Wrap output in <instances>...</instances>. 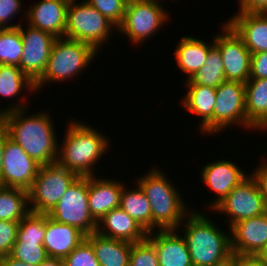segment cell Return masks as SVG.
I'll return each instance as SVG.
<instances>
[{
  "mask_svg": "<svg viewBox=\"0 0 267 266\" xmlns=\"http://www.w3.org/2000/svg\"><path fill=\"white\" fill-rule=\"evenodd\" d=\"M64 266H100L91 243L85 239L63 259Z\"/></svg>",
  "mask_w": 267,
  "mask_h": 266,
  "instance_id": "obj_36",
  "label": "cell"
},
{
  "mask_svg": "<svg viewBox=\"0 0 267 266\" xmlns=\"http://www.w3.org/2000/svg\"><path fill=\"white\" fill-rule=\"evenodd\" d=\"M226 23L252 54L267 52V14L237 13Z\"/></svg>",
  "mask_w": 267,
  "mask_h": 266,
  "instance_id": "obj_21",
  "label": "cell"
},
{
  "mask_svg": "<svg viewBox=\"0 0 267 266\" xmlns=\"http://www.w3.org/2000/svg\"><path fill=\"white\" fill-rule=\"evenodd\" d=\"M187 95L182 100L184 108L201 117L200 130L213 134V109L216 100V88L203 85H187Z\"/></svg>",
  "mask_w": 267,
  "mask_h": 266,
  "instance_id": "obj_23",
  "label": "cell"
},
{
  "mask_svg": "<svg viewBox=\"0 0 267 266\" xmlns=\"http://www.w3.org/2000/svg\"><path fill=\"white\" fill-rule=\"evenodd\" d=\"M40 166L28 156L20 145L8 136L5 128V147L0 171V186L28 191Z\"/></svg>",
  "mask_w": 267,
  "mask_h": 266,
  "instance_id": "obj_11",
  "label": "cell"
},
{
  "mask_svg": "<svg viewBox=\"0 0 267 266\" xmlns=\"http://www.w3.org/2000/svg\"><path fill=\"white\" fill-rule=\"evenodd\" d=\"M226 81L224 63L219 49L213 45L210 48L204 65L188 80L186 85H203L217 88Z\"/></svg>",
  "mask_w": 267,
  "mask_h": 266,
  "instance_id": "obj_29",
  "label": "cell"
},
{
  "mask_svg": "<svg viewBox=\"0 0 267 266\" xmlns=\"http://www.w3.org/2000/svg\"><path fill=\"white\" fill-rule=\"evenodd\" d=\"M21 0H0V28H17L21 25L20 24H8L15 15L21 11Z\"/></svg>",
  "mask_w": 267,
  "mask_h": 266,
  "instance_id": "obj_38",
  "label": "cell"
},
{
  "mask_svg": "<svg viewBox=\"0 0 267 266\" xmlns=\"http://www.w3.org/2000/svg\"><path fill=\"white\" fill-rule=\"evenodd\" d=\"M20 103V104H19ZM25 102L20 101L0 110V122L8 136L20 145L29 157L40 165L57 162L58 143L51 117L46 112L26 114Z\"/></svg>",
  "mask_w": 267,
  "mask_h": 266,
  "instance_id": "obj_1",
  "label": "cell"
},
{
  "mask_svg": "<svg viewBox=\"0 0 267 266\" xmlns=\"http://www.w3.org/2000/svg\"><path fill=\"white\" fill-rule=\"evenodd\" d=\"M129 266H159L157 252L147 238L132 244Z\"/></svg>",
  "mask_w": 267,
  "mask_h": 266,
  "instance_id": "obj_34",
  "label": "cell"
},
{
  "mask_svg": "<svg viewBox=\"0 0 267 266\" xmlns=\"http://www.w3.org/2000/svg\"><path fill=\"white\" fill-rule=\"evenodd\" d=\"M97 225L96 232L99 234L130 243L143 241L148 235V233L121 207L106 213Z\"/></svg>",
  "mask_w": 267,
  "mask_h": 266,
  "instance_id": "obj_22",
  "label": "cell"
},
{
  "mask_svg": "<svg viewBox=\"0 0 267 266\" xmlns=\"http://www.w3.org/2000/svg\"><path fill=\"white\" fill-rule=\"evenodd\" d=\"M75 2L70 0L67 7L64 38L81 41L99 51L116 26L86 1Z\"/></svg>",
  "mask_w": 267,
  "mask_h": 266,
  "instance_id": "obj_6",
  "label": "cell"
},
{
  "mask_svg": "<svg viewBox=\"0 0 267 266\" xmlns=\"http://www.w3.org/2000/svg\"><path fill=\"white\" fill-rule=\"evenodd\" d=\"M220 266H238V255H233V257L228 262Z\"/></svg>",
  "mask_w": 267,
  "mask_h": 266,
  "instance_id": "obj_47",
  "label": "cell"
},
{
  "mask_svg": "<svg viewBox=\"0 0 267 266\" xmlns=\"http://www.w3.org/2000/svg\"><path fill=\"white\" fill-rule=\"evenodd\" d=\"M156 169L137 179V184L150 202L152 231L155 227L157 229L159 227V230L179 229L180 224H183L185 217L188 216L189 210L181 199L178 188H175L171 181L169 182L161 170Z\"/></svg>",
  "mask_w": 267,
  "mask_h": 266,
  "instance_id": "obj_4",
  "label": "cell"
},
{
  "mask_svg": "<svg viewBox=\"0 0 267 266\" xmlns=\"http://www.w3.org/2000/svg\"><path fill=\"white\" fill-rule=\"evenodd\" d=\"M10 256L34 266L48 258L43 242L31 240H16Z\"/></svg>",
  "mask_w": 267,
  "mask_h": 266,
  "instance_id": "obj_33",
  "label": "cell"
},
{
  "mask_svg": "<svg viewBox=\"0 0 267 266\" xmlns=\"http://www.w3.org/2000/svg\"><path fill=\"white\" fill-rule=\"evenodd\" d=\"M267 78V52L253 53L251 55L250 78Z\"/></svg>",
  "mask_w": 267,
  "mask_h": 266,
  "instance_id": "obj_39",
  "label": "cell"
},
{
  "mask_svg": "<svg viewBox=\"0 0 267 266\" xmlns=\"http://www.w3.org/2000/svg\"><path fill=\"white\" fill-rule=\"evenodd\" d=\"M23 88L36 91L35 83L18 66L0 64V95L14 98Z\"/></svg>",
  "mask_w": 267,
  "mask_h": 266,
  "instance_id": "obj_30",
  "label": "cell"
},
{
  "mask_svg": "<svg viewBox=\"0 0 267 266\" xmlns=\"http://www.w3.org/2000/svg\"><path fill=\"white\" fill-rule=\"evenodd\" d=\"M160 4L157 0L127 2L123 22L116 31L127 35L134 44H143L168 19L169 14H166L167 11Z\"/></svg>",
  "mask_w": 267,
  "mask_h": 266,
  "instance_id": "obj_9",
  "label": "cell"
},
{
  "mask_svg": "<svg viewBox=\"0 0 267 266\" xmlns=\"http://www.w3.org/2000/svg\"><path fill=\"white\" fill-rule=\"evenodd\" d=\"M247 128L267 129V78L249 79L245 83Z\"/></svg>",
  "mask_w": 267,
  "mask_h": 266,
  "instance_id": "obj_24",
  "label": "cell"
},
{
  "mask_svg": "<svg viewBox=\"0 0 267 266\" xmlns=\"http://www.w3.org/2000/svg\"><path fill=\"white\" fill-rule=\"evenodd\" d=\"M182 229L193 266H220L232 257L231 238L204 213L189 211Z\"/></svg>",
  "mask_w": 267,
  "mask_h": 266,
  "instance_id": "obj_3",
  "label": "cell"
},
{
  "mask_svg": "<svg viewBox=\"0 0 267 266\" xmlns=\"http://www.w3.org/2000/svg\"><path fill=\"white\" fill-rule=\"evenodd\" d=\"M176 229L149 232L147 239L154 245L159 266H193L187 243Z\"/></svg>",
  "mask_w": 267,
  "mask_h": 266,
  "instance_id": "obj_18",
  "label": "cell"
},
{
  "mask_svg": "<svg viewBox=\"0 0 267 266\" xmlns=\"http://www.w3.org/2000/svg\"><path fill=\"white\" fill-rule=\"evenodd\" d=\"M49 216L57 222L78 228L86 236L96 232L98 223L91 216L88 206V177H77Z\"/></svg>",
  "mask_w": 267,
  "mask_h": 266,
  "instance_id": "obj_8",
  "label": "cell"
},
{
  "mask_svg": "<svg viewBox=\"0 0 267 266\" xmlns=\"http://www.w3.org/2000/svg\"><path fill=\"white\" fill-rule=\"evenodd\" d=\"M214 210L228 214L229 227L267 212L258 184L251 175L238 184Z\"/></svg>",
  "mask_w": 267,
  "mask_h": 266,
  "instance_id": "obj_12",
  "label": "cell"
},
{
  "mask_svg": "<svg viewBox=\"0 0 267 266\" xmlns=\"http://www.w3.org/2000/svg\"><path fill=\"white\" fill-rule=\"evenodd\" d=\"M238 266H267V263L260 260L257 256L238 255Z\"/></svg>",
  "mask_w": 267,
  "mask_h": 266,
  "instance_id": "obj_42",
  "label": "cell"
},
{
  "mask_svg": "<svg viewBox=\"0 0 267 266\" xmlns=\"http://www.w3.org/2000/svg\"><path fill=\"white\" fill-rule=\"evenodd\" d=\"M137 189H126L121 193L120 207L132 217L147 233L152 232V214L150 202L137 184Z\"/></svg>",
  "mask_w": 267,
  "mask_h": 266,
  "instance_id": "obj_27",
  "label": "cell"
},
{
  "mask_svg": "<svg viewBox=\"0 0 267 266\" xmlns=\"http://www.w3.org/2000/svg\"><path fill=\"white\" fill-rule=\"evenodd\" d=\"M127 2H130V1H141V0H126Z\"/></svg>",
  "mask_w": 267,
  "mask_h": 266,
  "instance_id": "obj_48",
  "label": "cell"
},
{
  "mask_svg": "<svg viewBox=\"0 0 267 266\" xmlns=\"http://www.w3.org/2000/svg\"><path fill=\"white\" fill-rule=\"evenodd\" d=\"M26 31V32H25ZM23 53L19 68L35 83L45 72L54 41L49 32L21 25Z\"/></svg>",
  "mask_w": 267,
  "mask_h": 266,
  "instance_id": "obj_14",
  "label": "cell"
},
{
  "mask_svg": "<svg viewBox=\"0 0 267 266\" xmlns=\"http://www.w3.org/2000/svg\"><path fill=\"white\" fill-rule=\"evenodd\" d=\"M0 266H34L11 257L10 255L0 257Z\"/></svg>",
  "mask_w": 267,
  "mask_h": 266,
  "instance_id": "obj_43",
  "label": "cell"
},
{
  "mask_svg": "<svg viewBox=\"0 0 267 266\" xmlns=\"http://www.w3.org/2000/svg\"><path fill=\"white\" fill-rule=\"evenodd\" d=\"M4 147H5V127L0 122V171L2 168Z\"/></svg>",
  "mask_w": 267,
  "mask_h": 266,
  "instance_id": "obj_44",
  "label": "cell"
},
{
  "mask_svg": "<svg viewBox=\"0 0 267 266\" xmlns=\"http://www.w3.org/2000/svg\"><path fill=\"white\" fill-rule=\"evenodd\" d=\"M233 255L257 256L267 244V212L229 227Z\"/></svg>",
  "mask_w": 267,
  "mask_h": 266,
  "instance_id": "obj_15",
  "label": "cell"
},
{
  "mask_svg": "<svg viewBox=\"0 0 267 266\" xmlns=\"http://www.w3.org/2000/svg\"><path fill=\"white\" fill-rule=\"evenodd\" d=\"M37 266H64V264L62 259L48 257L44 262H41Z\"/></svg>",
  "mask_w": 267,
  "mask_h": 266,
  "instance_id": "obj_45",
  "label": "cell"
},
{
  "mask_svg": "<svg viewBox=\"0 0 267 266\" xmlns=\"http://www.w3.org/2000/svg\"><path fill=\"white\" fill-rule=\"evenodd\" d=\"M234 124L247 128L245 84L239 81H224L216 88L213 134L220 133Z\"/></svg>",
  "mask_w": 267,
  "mask_h": 266,
  "instance_id": "obj_10",
  "label": "cell"
},
{
  "mask_svg": "<svg viewBox=\"0 0 267 266\" xmlns=\"http://www.w3.org/2000/svg\"><path fill=\"white\" fill-rule=\"evenodd\" d=\"M201 177L205 185L217 194V199L211 203L210 208H215L222 200L244 179L246 174L232 161L216 160L209 163L201 170Z\"/></svg>",
  "mask_w": 267,
  "mask_h": 266,
  "instance_id": "obj_16",
  "label": "cell"
},
{
  "mask_svg": "<svg viewBox=\"0 0 267 266\" xmlns=\"http://www.w3.org/2000/svg\"><path fill=\"white\" fill-rule=\"evenodd\" d=\"M223 24V32L215 36L214 45L221 53L226 81H239L245 84L250 78L252 53L236 32L227 23Z\"/></svg>",
  "mask_w": 267,
  "mask_h": 266,
  "instance_id": "obj_13",
  "label": "cell"
},
{
  "mask_svg": "<svg viewBox=\"0 0 267 266\" xmlns=\"http://www.w3.org/2000/svg\"><path fill=\"white\" fill-rule=\"evenodd\" d=\"M91 243L100 266H129L133 243L117 240L93 232L86 236Z\"/></svg>",
  "mask_w": 267,
  "mask_h": 266,
  "instance_id": "obj_25",
  "label": "cell"
},
{
  "mask_svg": "<svg viewBox=\"0 0 267 266\" xmlns=\"http://www.w3.org/2000/svg\"><path fill=\"white\" fill-rule=\"evenodd\" d=\"M107 140L100 131L73 119L59 145L57 163L78 177L94 176L93 167L109 148Z\"/></svg>",
  "mask_w": 267,
  "mask_h": 266,
  "instance_id": "obj_2",
  "label": "cell"
},
{
  "mask_svg": "<svg viewBox=\"0 0 267 266\" xmlns=\"http://www.w3.org/2000/svg\"><path fill=\"white\" fill-rule=\"evenodd\" d=\"M28 191L0 186V220L20 222L29 212Z\"/></svg>",
  "mask_w": 267,
  "mask_h": 266,
  "instance_id": "obj_28",
  "label": "cell"
},
{
  "mask_svg": "<svg viewBox=\"0 0 267 266\" xmlns=\"http://www.w3.org/2000/svg\"><path fill=\"white\" fill-rule=\"evenodd\" d=\"M123 186L122 182H116V179L88 177V206L97 223L106 213L120 207Z\"/></svg>",
  "mask_w": 267,
  "mask_h": 266,
  "instance_id": "obj_20",
  "label": "cell"
},
{
  "mask_svg": "<svg viewBox=\"0 0 267 266\" xmlns=\"http://www.w3.org/2000/svg\"><path fill=\"white\" fill-rule=\"evenodd\" d=\"M77 177L75 173L60 166L57 162L41 165L28 190L30 211L49 214Z\"/></svg>",
  "mask_w": 267,
  "mask_h": 266,
  "instance_id": "obj_7",
  "label": "cell"
},
{
  "mask_svg": "<svg viewBox=\"0 0 267 266\" xmlns=\"http://www.w3.org/2000/svg\"><path fill=\"white\" fill-rule=\"evenodd\" d=\"M18 228L19 222L0 220V257L12 252Z\"/></svg>",
  "mask_w": 267,
  "mask_h": 266,
  "instance_id": "obj_37",
  "label": "cell"
},
{
  "mask_svg": "<svg viewBox=\"0 0 267 266\" xmlns=\"http://www.w3.org/2000/svg\"><path fill=\"white\" fill-rule=\"evenodd\" d=\"M70 0H41L24 13L31 26L63 38L66 28L67 7Z\"/></svg>",
  "mask_w": 267,
  "mask_h": 266,
  "instance_id": "obj_17",
  "label": "cell"
},
{
  "mask_svg": "<svg viewBox=\"0 0 267 266\" xmlns=\"http://www.w3.org/2000/svg\"><path fill=\"white\" fill-rule=\"evenodd\" d=\"M239 13L267 14V0H239Z\"/></svg>",
  "mask_w": 267,
  "mask_h": 266,
  "instance_id": "obj_40",
  "label": "cell"
},
{
  "mask_svg": "<svg viewBox=\"0 0 267 266\" xmlns=\"http://www.w3.org/2000/svg\"><path fill=\"white\" fill-rule=\"evenodd\" d=\"M212 42L207 44L193 36H184L179 41L174 55L179 70L188 75L187 80L204 65L210 48L214 45V39Z\"/></svg>",
  "mask_w": 267,
  "mask_h": 266,
  "instance_id": "obj_26",
  "label": "cell"
},
{
  "mask_svg": "<svg viewBox=\"0 0 267 266\" xmlns=\"http://www.w3.org/2000/svg\"><path fill=\"white\" fill-rule=\"evenodd\" d=\"M85 239L86 235L78 228L57 222L46 214L43 246L48 257L63 260Z\"/></svg>",
  "mask_w": 267,
  "mask_h": 266,
  "instance_id": "obj_19",
  "label": "cell"
},
{
  "mask_svg": "<svg viewBox=\"0 0 267 266\" xmlns=\"http://www.w3.org/2000/svg\"><path fill=\"white\" fill-rule=\"evenodd\" d=\"M251 176L255 179L258 184L259 190L263 196L265 206L267 208V163L261 164Z\"/></svg>",
  "mask_w": 267,
  "mask_h": 266,
  "instance_id": "obj_41",
  "label": "cell"
},
{
  "mask_svg": "<svg viewBox=\"0 0 267 266\" xmlns=\"http://www.w3.org/2000/svg\"><path fill=\"white\" fill-rule=\"evenodd\" d=\"M23 53L21 25L0 30V64L18 66Z\"/></svg>",
  "mask_w": 267,
  "mask_h": 266,
  "instance_id": "obj_31",
  "label": "cell"
},
{
  "mask_svg": "<svg viewBox=\"0 0 267 266\" xmlns=\"http://www.w3.org/2000/svg\"><path fill=\"white\" fill-rule=\"evenodd\" d=\"M46 232V214L29 212L20 222L16 240L43 242Z\"/></svg>",
  "mask_w": 267,
  "mask_h": 266,
  "instance_id": "obj_32",
  "label": "cell"
},
{
  "mask_svg": "<svg viewBox=\"0 0 267 266\" xmlns=\"http://www.w3.org/2000/svg\"><path fill=\"white\" fill-rule=\"evenodd\" d=\"M89 5L97 9L116 29L121 25L124 19L126 0H85Z\"/></svg>",
  "mask_w": 267,
  "mask_h": 266,
  "instance_id": "obj_35",
  "label": "cell"
},
{
  "mask_svg": "<svg viewBox=\"0 0 267 266\" xmlns=\"http://www.w3.org/2000/svg\"><path fill=\"white\" fill-rule=\"evenodd\" d=\"M92 46L81 41L57 38L51 49L47 67L43 75L35 82V90L46 85V82L70 80L91 63L97 56ZM45 84V85H44Z\"/></svg>",
  "mask_w": 267,
  "mask_h": 266,
  "instance_id": "obj_5",
  "label": "cell"
},
{
  "mask_svg": "<svg viewBox=\"0 0 267 266\" xmlns=\"http://www.w3.org/2000/svg\"><path fill=\"white\" fill-rule=\"evenodd\" d=\"M257 257L267 263V244L264 246V248L260 251V253L257 255Z\"/></svg>",
  "mask_w": 267,
  "mask_h": 266,
  "instance_id": "obj_46",
  "label": "cell"
}]
</instances>
